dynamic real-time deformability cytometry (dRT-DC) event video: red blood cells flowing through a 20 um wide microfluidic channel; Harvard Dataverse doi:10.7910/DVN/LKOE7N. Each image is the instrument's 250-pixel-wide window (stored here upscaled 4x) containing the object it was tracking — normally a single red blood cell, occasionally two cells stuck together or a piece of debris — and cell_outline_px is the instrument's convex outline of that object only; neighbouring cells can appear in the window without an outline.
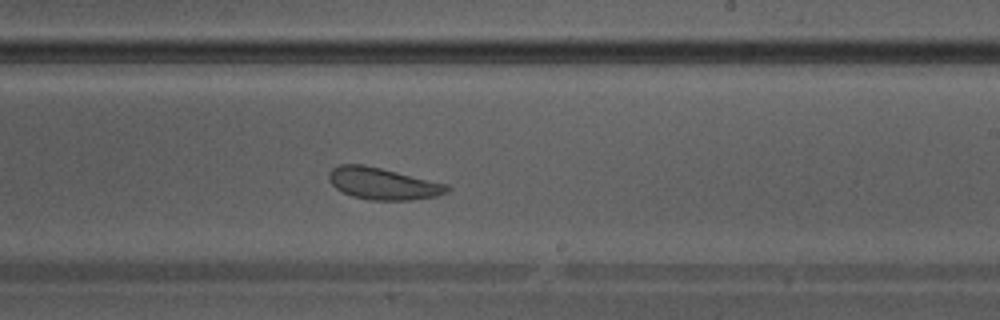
{"species": "Egyptian fruit bat (a non-hibernating species)", "species_latin": "Rousettus aegyptiacus", "temperature_condition": "warm", "stored_images_in_passage": 36, "camera_frame_rate_fps": 3000, "um_per_image_px": 0.085, "animal": {"sex": "male"}, "frame": {"image": 1, "passage_image": 20, "time_ms": 6.333, "image_size_px": [1000, 320], "cell_outline_px": [[452, 188], [448, 192], [436, 196], [408, 200], [368, 200], [352, 196], [336, 188], [328, 180], [328, 172], [332, 168], [340, 164], [364, 164], [448, 184]], "centroid_in_image_um": [32.54, 15.6], "position_along_channel_um": 256.5, "area_um2": 21.96}}